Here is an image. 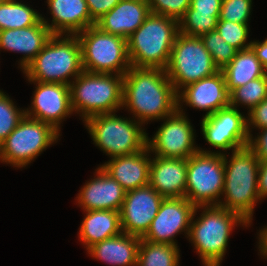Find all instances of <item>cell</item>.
<instances>
[{"mask_svg": "<svg viewBox=\"0 0 267 266\" xmlns=\"http://www.w3.org/2000/svg\"><path fill=\"white\" fill-rule=\"evenodd\" d=\"M123 107L143 125L178 109L177 92L164 69L131 66L123 76Z\"/></svg>", "mask_w": 267, "mask_h": 266, "instance_id": "1", "label": "cell"}, {"mask_svg": "<svg viewBox=\"0 0 267 266\" xmlns=\"http://www.w3.org/2000/svg\"><path fill=\"white\" fill-rule=\"evenodd\" d=\"M178 33V20L150 13L127 39L131 66L165 70Z\"/></svg>", "mask_w": 267, "mask_h": 266, "instance_id": "2", "label": "cell"}, {"mask_svg": "<svg viewBox=\"0 0 267 266\" xmlns=\"http://www.w3.org/2000/svg\"><path fill=\"white\" fill-rule=\"evenodd\" d=\"M224 154V201L218 206L238 213L248 225L258 202L257 180L260 160L247 146L232 151L228 162Z\"/></svg>", "mask_w": 267, "mask_h": 266, "instance_id": "3", "label": "cell"}, {"mask_svg": "<svg viewBox=\"0 0 267 266\" xmlns=\"http://www.w3.org/2000/svg\"><path fill=\"white\" fill-rule=\"evenodd\" d=\"M62 37L61 34H53L43 49L23 69L30 82L70 85L72 81L68 78H76L84 71L77 35L67 34Z\"/></svg>", "mask_w": 267, "mask_h": 266, "instance_id": "4", "label": "cell"}, {"mask_svg": "<svg viewBox=\"0 0 267 266\" xmlns=\"http://www.w3.org/2000/svg\"><path fill=\"white\" fill-rule=\"evenodd\" d=\"M198 208L201 217L193 221ZM193 221V222H192ZM248 226L238 213L220 206H198L195 208L187 237L194 244L205 266H220L226 253L229 236L237 224Z\"/></svg>", "mask_w": 267, "mask_h": 266, "instance_id": "5", "label": "cell"}, {"mask_svg": "<svg viewBox=\"0 0 267 266\" xmlns=\"http://www.w3.org/2000/svg\"><path fill=\"white\" fill-rule=\"evenodd\" d=\"M74 81L69 85L71 108L73 112H82L83 121L123 107L122 75L83 71Z\"/></svg>", "mask_w": 267, "mask_h": 266, "instance_id": "6", "label": "cell"}, {"mask_svg": "<svg viewBox=\"0 0 267 266\" xmlns=\"http://www.w3.org/2000/svg\"><path fill=\"white\" fill-rule=\"evenodd\" d=\"M76 35L85 72L124 76L130 69L126 39L105 33L95 25Z\"/></svg>", "mask_w": 267, "mask_h": 266, "instance_id": "7", "label": "cell"}, {"mask_svg": "<svg viewBox=\"0 0 267 266\" xmlns=\"http://www.w3.org/2000/svg\"><path fill=\"white\" fill-rule=\"evenodd\" d=\"M85 124L96 146L111 158L134 154L147 147L148 136L138 121L110 113L92 116Z\"/></svg>", "mask_w": 267, "mask_h": 266, "instance_id": "8", "label": "cell"}, {"mask_svg": "<svg viewBox=\"0 0 267 266\" xmlns=\"http://www.w3.org/2000/svg\"><path fill=\"white\" fill-rule=\"evenodd\" d=\"M223 191L224 154L200 148L187 159L185 198L195 207L218 206Z\"/></svg>", "mask_w": 267, "mask_h": 266, "instance_id": "9", "label": "cell"}, {"mask_svg": "<svg viewBox=\"0 0 267 266\" xmlns=\"http://www.w3.org/2000/svg\"><path fill=\"white\" fill-rule=\"evenodd\" d=\"M200 37L178 33L165 72L177 93L186 85L217 73Z\"/></svg>", "mask_w": 267, "mask_h": 266, "instance_id": "10", "label": "cell"}, {"mask_svg": "<svg viewBox=\"0 0 267 266\" xmlns=\"http://www.w3.org/2000/svg\"><path fill=\"white\" fill-rule=\"evenodd\" d=\"M58 137L59 132L52 125L25 115L0 144V160L18 168L25 167Z\"/></svg>", "mask_w": 267, "mask_h": 266, "instance_id": "11", "label": "cell"}, {"mask_svg": "<svg viewBox=\"0 0 267 266\" xmlns=\"http://www.w3.org/2000/svg\"><path fill=\"white\" fill-rule=\"evenodd\" d=\"M184 114L178 104V109L164 118L165 122L154 134V138H147V147L155 152V156L188 159L199 151L198 147L194 146L193 128Z\"/></svg>", "mask_w": 267, "mask_h": 266, "instance_id": "12", "label": "cell"}, {"mask_svg": "<svg viewBox=\"0 0 267 266\" xmlns=\"http://www.w3.org/2000/svg\"><path fill=\"white\" fill-rule=\"evenodd\" d=\"M201 129L207 143L224 152L243 149L249 144L247 119L231 106L203 117Z\"/></svg>", "mask_w": 267, "mask_h": 266, "instance_id": "13", "label": "cell"}, {"mask_svg": "<svg viewBox=\"0 0 267 266\" xmlns=\"http://www.w3.org/2000/svg\"><path fill=\"white\" fill-rule=\"evenodd\" d=\"M195 206L185 197L164 198L157 215L146 234L141 238L152 243H169L177 246L174 235L186 231L189 234Z\"/></svg>", "mask_w": 267, "mask_h": 266, "instance_id": "14", "label": "cell"}, {"mask_svg": "<svg viewBox=\"0 0 267 266\" xmlns=\"http://www.w3.org/2000/svg\"><path fill=\"white\" fill-rule=\"evenodd\" d=\"M163 200L164 197L149 184L126 191L120 210L122 232L142 238L157 215Z\"/></svg>", "mask_w": 267, "mask_h": 266, "instance_id": "15", "label": "cell"}, {"mask_svg": "<svg viewBox=\"0 0 267 266\" xmlns=\"http://www.w3.org/2000/svg\"><path fill=\"white\" fill-rule=\"evenodd\" d=\"M32 107L26 116L52 125L58 132L60 122L69 114L71 108L70 86L61 83L35 82Z\"/></svg>", "mask_w": 267, "mask_h": 266, "instance_id": "16", "label": "cell"}, {"mask_svg": "<svg viewBox=\"0 0 267 266\" xmlns=\"http://www.w3.org/2000/svg\"><path fill=\"white\" fill-rule=\"evenodd\" d=\"M181 90L183 91L177 93L178 104L183 100L190 107L208 110L204 117L229 106V92L221 70L214 75L190 83Z\"/></svg>", "mask_w": 267, "mask_h": 266, "instance_id": "17", "label": "cell"}, {"mask_svg": "<svg viewBox=\"0 0 267 266\" xmlns=\"http://www.w3.org/2000/svg\"><path fill=\"white\" fill-rule=\"evenodd\" d=\"M96 176L81 188L77 197L84 211L113 210L120 212L126 190L101 167Z\"/></svg>", "mask_w": 267, "mask_h": 266, "instance_id": "18", "label": "cell"}, {"mask_svg": "<svg viewBox=\"0 0 267 266\" xmlns=\"http://www.w3.org/2000/svg\"><path fill=\"white\" fill-rule=\"evenodd\" d=\"M150 13L147 0H121L108 13L99 18L95 26L105 33L127 40Z\"/></svg>", "mask_w": 267, "mask_h": 266, "instance_id": "19", "label": "cell"}, {"mask_svg": "<svg viewBox=\"0 0 267 266\" xmlns=\"http://www.w3.org/2000/svg\"><path fill=\"white\" fill-rule=\"evenodd\" d=\"M154 157L150 162L149 185L164 198L185 197L187 159Z\"/></svg>", "mask_w": 267, "mask_h": 266, "instance_id": "20", "label": "cell"}, {"mask_svg": "<svg viewBox=\"0 0 267 266\" xmlns=\"http://www.w3.org/2000/svg\"><path fill=\"white\" fill-rule=\"evenodd\" d=\"M47 3L52 23L44 17L41 19L52 34L76 35L96 23L89 14L86 0H47Z\"/></svg>", "mask_w": 267, "mask_h": 266, "instance_id": "21", "label": "cell"}, {"mask_svg": "<svg viewBox=\"0 0 267 266\" xmlns=\"http://www.w3.org/2000/svg\"><path fill=\"white\" fill-rule=\"evenodd\" d=\"M150 152L146 147L134 154L113 157L100 167L126 191L133 190L149 184Z\"/></svg>", "mask_w": 267, "mask_h": 266, "instance_id": "22", "label": "cell"}, {"mask_svg": "<svg viewBox=\"0 0 267 266\" xmlns=\"http://www.w3.org/2000/svg\"><path fill=\"white\" fill-rule=\"evenodd\" d=\"M52 35L41 19L36 25L30 27L0 31V49L24 53L23 59L20 60L23 70L43 49Z\"/></svg>", "mask_w": 267, "mask_h": 266, "instance_id": "23", "label": "cell"}, {"mask_svg": "<svg viewBox=\"0 0 267 266\" xmlns=\"http://www.w3.org/2000/svg\"><path fill=\"white\" fill-rule=\"evenodd\" d=\"M141 238L124 232L89 247L93 258L113 266H136Z\"/></svg>", "mask_w": 267, "mask_h": 266, "instance_id": "24", "label": "cell"}, {"mask_svg": "<svg viewBox=\"0 0 267 266\" xmlns=\"http://www.w3.org/2000/svg\"><path fill=\"white\" fill-rule=\"evenodd\" d=\"M84 212H86V216L81 222L79 239L87 249L122 232L120 212L113 210H89Z\"/></svg>", "mask_w": 267, "mask_h": 266, "instance_id": "25", "label": "cell"}, {"mask_svg": "<svg viewBox=\"0 0 267 266\" xmlns=\"http://www.w3.org/2000/svg\"><path fill=\"white\" fill-rule=\"evenodd\" d=\"M221 71L229 93L267 73L252 48L237 51L235 57Z\"/></svg>", "mask_w": 267, "mask_h": 266, "instance_id": "26", "label": "cell"}, {"mask_svg": "<svg viewBox=\"0 0 267 266\" xmlns=\"http://www.w3.org/2000/svg\"><path fill=\"white\" fill-rule=\"evenodd\" d=\"M178 246L141 239L136 266H179Z\"/></svg>", "mask_w": 267, "mask_h": 266, "instance_id": "27", "label": "cell"}, {"mask_svg": "<svg viewBox=\"0 0 267 266\" xmlns=\"http://www.w3.org/2000/svg\"><path fill=\"white\" fill-rule=\"evenodd\" d=\"M41 17L39 13L21 2L6 0L0 4V31L36 25Z\"/></svg>", "mask_w": 267, "mask_h": 266, "instance_id": "28", "label": "cell"}, {"mask_svg": "<svg viewBox=\"0 0 267 266\" xmlns=\"http://www.w3.org/2000/svg\"><path fill=\"white\" fill-rule=\"evenodd\" d=\"M265 98H267V73L244 86L233 89L229 93V106L237 108V104L241 103L248 106L250 111Z\"/></svg>", "mask_w": 267, "mask_h": 266, "instance_id": "29", "label": "cell"}, {"mask_svg": "<svg viewBox=\"0 0 267 266\" xmlns=\"http://www.w3.org/2000/svg\"><path fill=\"white\" fill-rule=\"evenodd\" d=\"M219 15L197 13L189 7L179 20V32L190 37H201L216 29Z\"/></svg>", "mask_w": 267, "mask_h": 266, "instance_id": "30", "label": "cell"}, {"mask_svg": "<svg viewBox=\"0 0 267 266\" xmlns=\"http://www.w3.org/2000/svg\"><path fill=\"white\" fill-rule=\"evenodd\" d=\"M204 47L212 56L214 65L222 70L235 57L237 50L226 43L216 30L205 33L200 37Z\"/></svg>", "mask_w": 267, "mask_h": 266, "instance_id": "31", "label": "cell"}, {"mask_svg": "<svg viewBox=\"0 0 267 266\" xmlns=\"http://www.w3.org/2000/svg\"><path fill=\"white\" fill-rule=\"evenodd\" d=\"M25 110H18L12 100L0 90V144L25 117Z\"/></svg>", "mask_w": 267, "mask_h": 266, "instance_id": "32", "label": "cell"}, {"mask_svg": "<svg viewBox=\"0 0 267 266\" xmlns=\"http://www.w3.org/2000/svg\"><path fill=\"white\" fill-rule=\"evenodd\" d=\"M215 30L226 43L234 47L237 51L251 48L252 41L249 42V44H246L249 34L248 24H239L226 20H218Z\"/></svg>", "mask_w": 267, "mask_h": 266, "instance_id": "33", "label": "cell"}, {"mask_svg": "<svg viewBox=\"0 0 267 266\" xmlns=\"http://www.w3.org/2000/svg\"><path fill=\"white\" fill-rule=\"evenodd\" d=\"M252 0H223L219 20L248 24Z\"/></svg>", "mask_w": 267, "mask_h": 266, "instance_id": "34", "label": "cell"}, {"mask_svg": "<svg viewBox=\"0 0 267 266\" xmlns=\"http://www.w3.org/2000/svg\"><path fill=\"white\" fill-rule=\"evenodd\" d=\"M150 12L180 20L190 7L191 0H147Z\"/></svg>", "mask_w": 267, "mask_h": 266, "instance_id": "35", "label": "cell"}, {"mask_svg": "<svg viewBox=\"0 0 267 266\" xmlns=\"http://www.w3.org/2000/svg\"><path fill=\"white\" fill-rule=\"evenodd\" d=\"M248 112L249 117H247V131L249 137H252V134L250 133L251 125L260 130L267 128V98H265Z\"/></svg>", "mask_w": 267, "mask_h": 266, "instance_id": "36", "label": "cell"}, {"mask_svg": "<svg viewBox=\"0 0 267 266\" xmlns=\"http://www.w3.org/2000/svg\"><path fill=\"white\" fill-rule=\"evenodd\" d=\"M120 1L121 0H86V3L91 18L96 22Z\"/></svg>", "mask_w": 267, "mask_h": 266, "instance_id": "37", "label": "cell"}, {"mask_svg": "<svg viewBox=\"0 0 267 266\" xmlns=\"http://www.w3.org/2000/svg\"><path fill=\"white\" fill-rule=\"evenodd\" d=\"M260 136L249 139L248 147L255 153L259 160H267V128L261 129Z\"/></svg>", "mask_w": 267, "mask_h": 266, "instance_id": "38", "label": "cell"}, {"mask_svg": "<svg viewBox=\"0 0 267 266\" xmlns=\"http://www.w3.org/2000/svg\"><path fill=\"white\" fill-rule=\"evenodd\" d=\"M223 0H191L190 7L197 13L220 14Z\"/></svg>", "mask_w": 267, "mask_h": 266, "instance_id": "39", "label": "cell"}, {"mask_svg": "<svg viewBox=\"0 0 267 266\" xmlns=\"http://www.w3.org/2000/svg\"><path fill=\"white\" fill-rule=\"evenodd\" d=\"M259 199L267 196V160H260L257 180Z\"/></svg>", "mask_w": 267, "mask_h": 266, "instance_id": "40", "label": "cell"}, {"mask_svg": "<svg viewBox=\"0 0 267 266\" xmlns=\"http://www.w3.org/2000/svg\"><path fill=\"white\" fill-rule=\"evenodd\" d=\"M251 48L256 53V56L263 67L267 70V39L262 41V43L259 41H253L251 43Z\"/></svg>", "mask_w": 267, "mask_h": 266, "instance_id": "41", "label": "cell"}, {"mask_svg": "<svg viewBox=\"0 0 267 266\" xmlns=\"http://www.w3.org/2000/svg\"><path fill=\"white\" fill-rule=\"evenodd\" d=\"M259 248L260 253L267 257V227L259 233Z\"/></svg>", "mask_w": 267, "mask_h": 266, "instance_id": "42", "label": "cell"}, {"mask_svg": "<svg viewBox=\"0 0 267 266\" xmlns=\"http://www.w3.org/2000/svg\"><path fill=\"white\" fill-rule=\"evenodd\" d=\"M6 0H0V4L4 3Z\"/></svg>", "mask_w": 267, "mask_h": 266, "instance_id": "43", "label": "cell"}]
</instances>
